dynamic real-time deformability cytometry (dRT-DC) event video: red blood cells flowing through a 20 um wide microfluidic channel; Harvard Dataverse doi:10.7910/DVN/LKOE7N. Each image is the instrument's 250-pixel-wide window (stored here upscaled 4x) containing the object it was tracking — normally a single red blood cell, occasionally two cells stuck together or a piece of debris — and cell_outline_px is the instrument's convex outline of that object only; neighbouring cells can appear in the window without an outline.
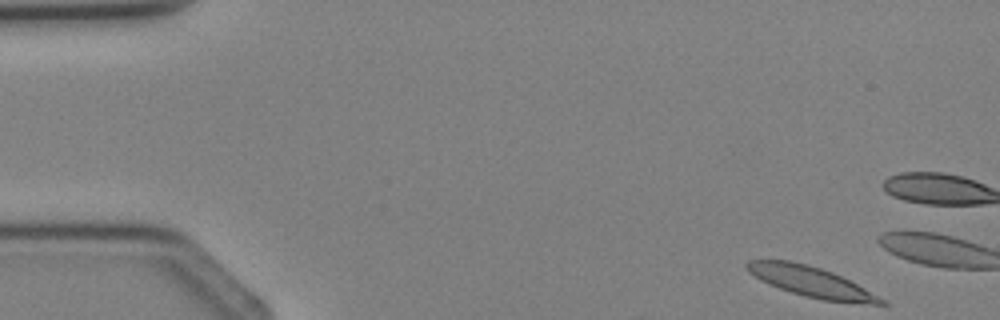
{"species": "Egyptian fruit bat (a non-hibernating species)", "species_latin": "Rousettus aegyptiacus", "temperature_condition": "cold", "stored_images_in_passage": 4, "camera_frame_rate_fps": 3000, "um_per_image_px": 0.085, "animal": {"sex": "female"}, "frame": {"image": 1, "passage_image": 1, "time_ms": 0.0, "image_size_px": [1000, 320], "cell_outline_px": [[888, 304], [872, 304], [824, 300], [804, 296], [780, 288], [748, 272], [744, 264], [748, 260], [788, 260], [808, 264], [832, 272], [888, 300]], "centroid_in_image_um": [68.97, 23.94], "position_along_channel_um": 16.0, "area_um2": 23.29}}